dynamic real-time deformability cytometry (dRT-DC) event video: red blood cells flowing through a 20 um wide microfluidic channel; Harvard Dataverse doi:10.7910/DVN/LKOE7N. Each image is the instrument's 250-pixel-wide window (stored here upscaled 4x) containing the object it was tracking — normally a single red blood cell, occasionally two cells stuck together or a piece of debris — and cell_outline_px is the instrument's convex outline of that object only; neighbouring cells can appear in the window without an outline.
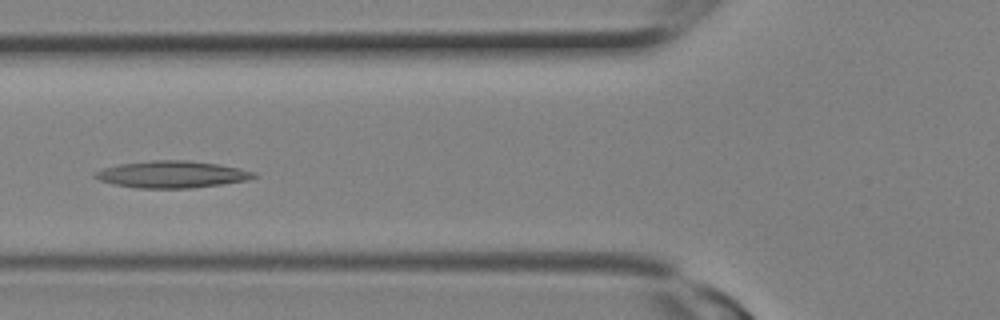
{"species": "Egyptian fruit bat (a non-hibernating species)", "species_latin": "Rousettus aegyptiacus", "temperature_condition": "room temperature", "stored_images_in_passage": 6, "camera_frame_rate_fps": 3000, "um_per_image_px": 0.085, "animal": {"sex": "female"}, "frame": {"image": 1, "passage_image": 5, "time_ms": 1.333, "image_size_px": [1000, 320], "cell_outline_px": [[260, 176], [248, 180], [192, 188], [136, 188], [116, 184], [100, 180], [92, 176], [92, 172], [104, 168], [120, 164], [152, 160], [188, 160], [216, 164], [240, 168], [256, 172]], "centroid_in_image_um": [14.63, 14.82], "position_along_channel_um": 111.2, "area_um2": 24.91}}